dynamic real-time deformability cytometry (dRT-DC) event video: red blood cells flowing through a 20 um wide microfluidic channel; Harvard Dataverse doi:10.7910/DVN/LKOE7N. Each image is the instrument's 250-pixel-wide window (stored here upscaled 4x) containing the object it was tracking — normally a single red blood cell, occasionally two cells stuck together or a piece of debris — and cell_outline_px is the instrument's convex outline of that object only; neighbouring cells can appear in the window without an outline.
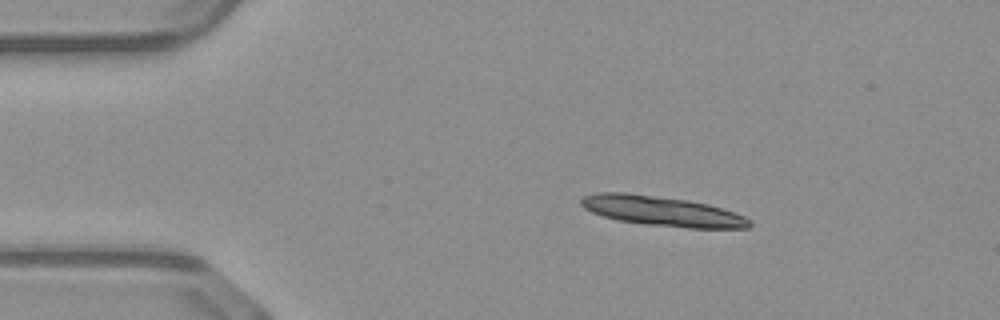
{"species": "common noctule bat (a hibernating species)", "species_latin": "Nyctalus noctula", "temperature_condition": "warm", "stored_images_in_passage": 28, "camera_frame_rate_fps": 3000, "um_per_image_px": 0.085, "animal": {"sex": "male", "body_mass_g": 23.1, "forearm_length_mm": 52.7}, "frame": {"image": 1, "passage_image": 1, "time_ms": 0.0, "image_size_px": [1000, 320], "cell_outline_px": [[752, 224], [748, 228], [688, 228], [644, 224], [620, 220], [604, 216], [592, 212], [584, 208], [580, 204], [580, 200], [584, 196], [596, 192], [624, 192], [688, 200], [708, 204], [744, 216], [752, 220]], "centroid_in_image_um": [56.27, 17.94], "position_along_channel_um": 28.7, "area_um2": 29.13}}
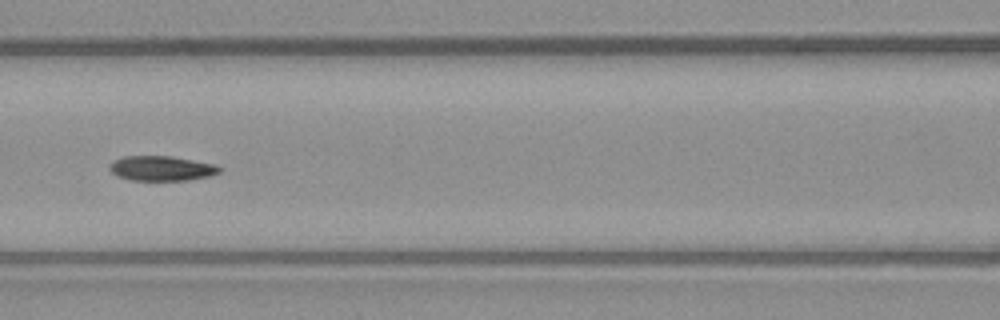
{"frame": {"image": 2, "passage_image": 15, "time_ms": 4.667, "image_size_px": [1000, 320], "cell_outline_px": [[220, 172], [208, 176], [188, 180], [128, 180], [116, 176], [108, 168], [116, 160], [124, 156], [172, 156], [216, 164], [220, 168]], "centroid_in_image_um": [13.73, 14.31], "position_along_channel_um": 152.9, "area_um2": 15.84}}
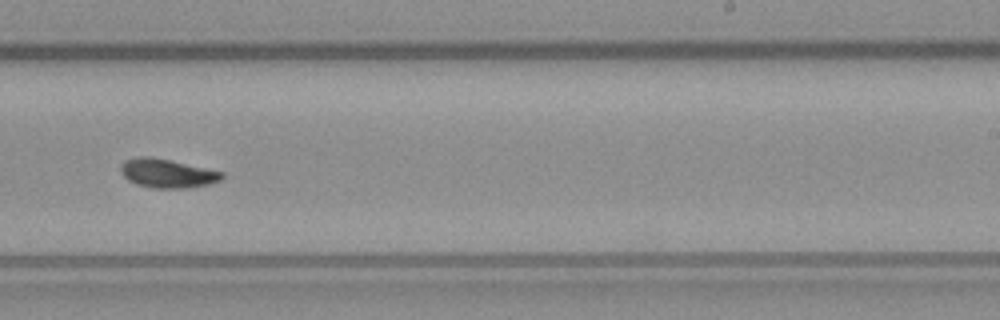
{"frame": {"image": 3, "passage_image": 24, "time_ms": 7.667, "image_size_px": [1000, 320], "cell_outline_px": [[224, 176], [220, 180], [208, 184], [188, 188], [152, 188], [136, 184], [128, 180], [120, 172], [120, 164], [124, 160], [136, 156], [148, 156], [168, 160], [224, 172]], "centroid_in_image_um": [14.17, 14.73], "position_along_channel_um": 274.8, "area_um2": 16.99}}